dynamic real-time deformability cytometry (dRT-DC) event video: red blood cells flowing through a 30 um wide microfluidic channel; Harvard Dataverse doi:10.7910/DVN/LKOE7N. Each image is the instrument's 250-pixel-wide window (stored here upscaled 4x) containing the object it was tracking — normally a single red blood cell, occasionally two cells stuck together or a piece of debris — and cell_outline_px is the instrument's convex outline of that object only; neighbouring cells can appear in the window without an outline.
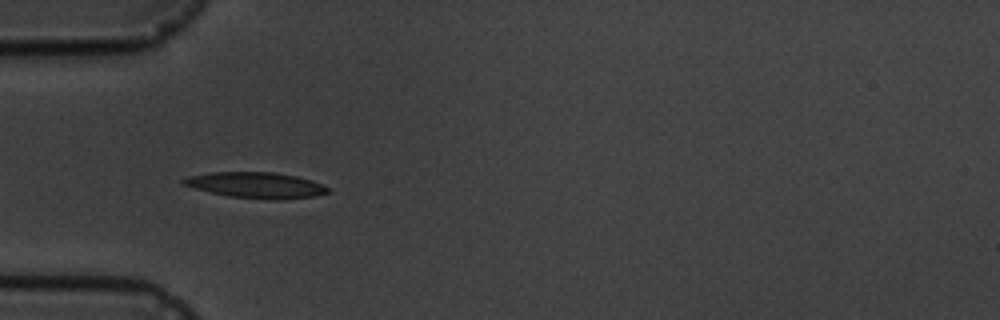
{"species": "common noctule bat (a hibernating species)", "species_latin": "Nyctalus noctula", "temperature_condition": "cold", "stored_images_in_passage": 15, "camera_frame_rate_fps": 3000, "um_per_image_px": 0.085, "animal": {"sex": "male", "body_mass_g": 19.5, "forearm_length_mm": 54.6}, "frame": {"image": 1, "passage_image": 5, "time_ms": 5.333, "image_size_px": [1000, 320], "cell_outline_px": [[328, 192], [316, 196], [280, 200], [272, 200], [228, 196], [196, 188], [184, 184], [180, 180], [188, 176], [212, 172], [272, 172], [296, 176], [312, 180], [328, 188]], "centroid_in_image_um": [21.78, 15.74], "position_along_channel_um": 63.2, "area_um2": 21.56}}
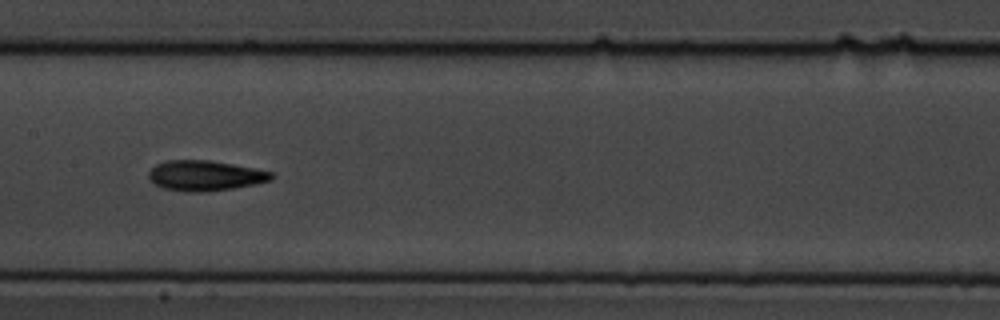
{"frame": {"image": 2, "passage_image": 8, "time_ms": 9.0, "image_size_px": [1000, 320], "cell_outline_px": [[276, 176], [272, 180], [232, 188], [208, 192], [188, 192], [164, 188], [156, 184], [148, 176], [148, 172], [156, 164], [168, 160], [212, 160], [272, 172]], "centroid_in_image_um": [17.44, 14.92], "position_along_channel_um": 190.0, "area_um2": 21.5}}
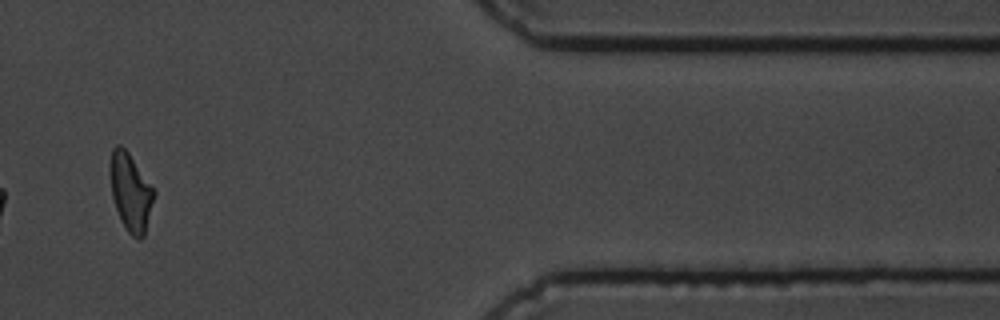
{"frame": {"image": 3, "passage_image": 14, "time_ms": 16.0, "image_size_px": [1000, 320], "cell_outline_px": [[156, 192], [144, 236], [140, 240], [136, 240], [128, 232], [116, 208], [112, 196], [108, 168], [112, 148], [116, 144], [120, 144], [128, 152]], "centroid_in_image_um": [11.08, 16.31], "position_along_channel_um": 400.3, "area_um2": 19.88}, "authors_computed_cell_mechanics": {"area_um2": 21.5016, "velocity_mm_per_s": 3.5109, "shape_relaxation_time_tau1_ms": 3.6594, "shape_relaxation_time_tau2_ms": 2.6862, "deformation_change_tau1": 0.1106, "deformation_change_tau2": 0.0949}}